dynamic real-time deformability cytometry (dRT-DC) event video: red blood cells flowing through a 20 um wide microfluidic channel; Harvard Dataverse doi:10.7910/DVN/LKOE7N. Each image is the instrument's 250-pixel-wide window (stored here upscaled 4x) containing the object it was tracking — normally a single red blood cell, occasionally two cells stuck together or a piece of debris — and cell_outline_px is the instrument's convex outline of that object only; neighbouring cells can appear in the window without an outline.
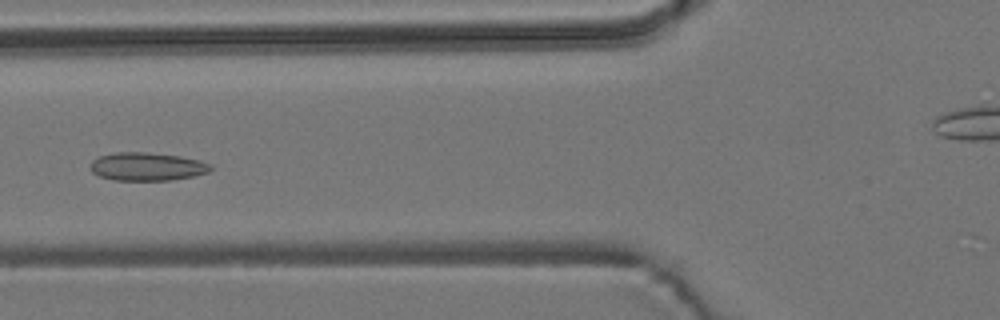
{"species": "common noctule bat (a hibernating species)", "species_latin": "Nyctalus noctula", "temperature_condition": "room temperature", "stored_images_in_passage": 8, "camera_frame_rate_fps": 3000, "um_per_image_px": 0.085, "animal": {"sex": "male", "body_mass_g": 19.2, "forearm_length_mm": 51.8}, "frame": {"image": 1, "passage_image": 6, "time_ms": 6.0, "image_size_px": [1000, 320], "cell_outline_px": [[212, 168], [208, 172], [196, 176], [172, 180], [116, 180], [100, 176], [92, 172], [92, 160], [100, 156], [116, 152], [148, 152], [180, 156], [200, 160], [212, 164]], "centroid_in_image_um": [12.56, 14.15], "position_along_channel_um": 113.2, "area_um2": 19.77}}
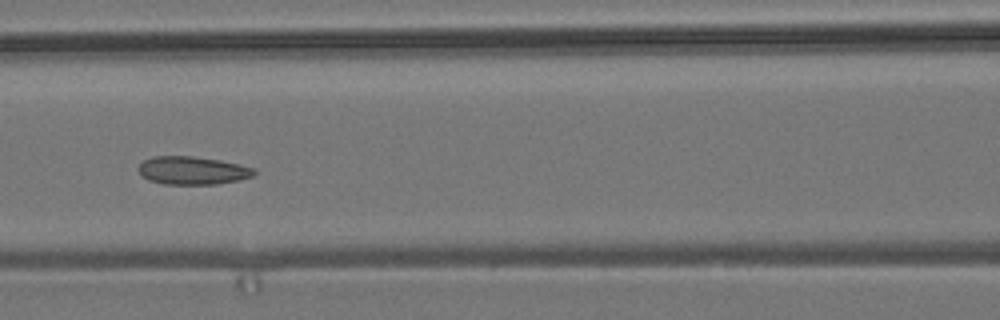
{"frame": {"image": 2, "passage_image": 7, "time_ms": 7.0, "image_size_px": [1000, 320], "cell_outline_px": [[256, 172], [252, 176], [240, 180], [216, 184], [164, 184], [148, 180], [140, 176], [140, 164], [144, 160], [152, 156], [192, 156], [220, 160], [240, 164], [256, 168]], "centroid_in_image_um": [16.38, 14.49], "position_along_channel_um": 150.2, "area_um2": 19.02}}
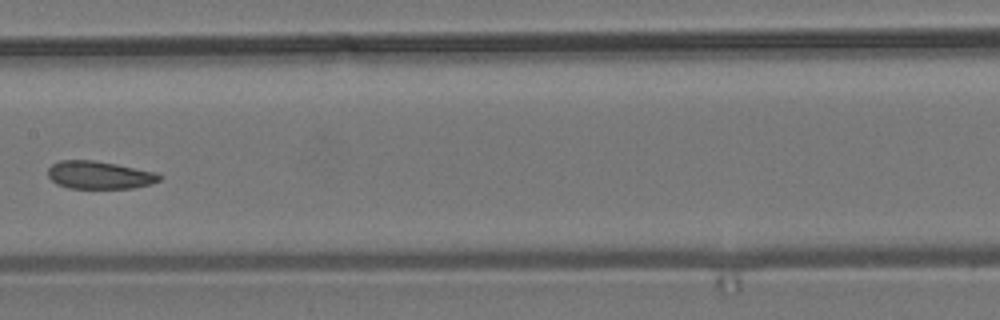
{"frame": {"image": 3, "passage_image": 8, "time_ms": 8.333, "image_size_px": [1000, 320], "cell_outline_px": [[164, 176], [160, 180], [152, 184], [132, 188], [68, 188], [56, 184], [48, 176], [48, 168], [52, 164], [60, 160], [92, 160], [116, 164], [156, 172]], "centroid_in_image_um": [8.46, 14.88], "position_along_channel_um": 198.9, "area_um2": 18.15}}